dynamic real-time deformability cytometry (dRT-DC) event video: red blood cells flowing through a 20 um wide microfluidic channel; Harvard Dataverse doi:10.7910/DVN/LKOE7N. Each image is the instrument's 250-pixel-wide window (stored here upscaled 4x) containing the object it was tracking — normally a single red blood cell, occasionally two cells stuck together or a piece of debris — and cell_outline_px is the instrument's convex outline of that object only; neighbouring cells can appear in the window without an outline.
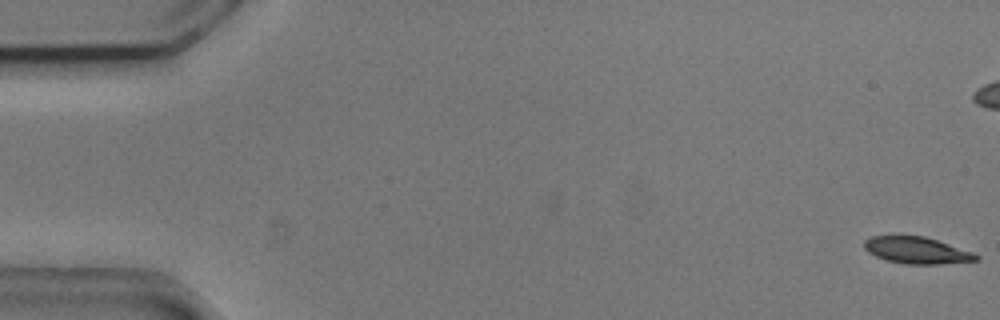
{"species": "common noctule bat (a hibernating species)", "species_latin": "Nyctalus noctula", "temperature_condition": "cold", "stored_images_in_passage": 50, "camera_frame_rate_fps": 3000, "um_per_image_px": 0.085, "animal": {"sex": "male", "body_mass_g": 20.5, "forearm_length_mm": 52.5}, "frame": {"image": 1, "passage_image": 1, "time_ms": 0.0, "image_size_px": [1000, 320], "cell_outline_px": [[980, 260], [940, 264], [904, 264], [888, 260], [876, 256], [868, 252], [864, 248], [864, 240], [872, 236], [892, 232], [900, 232], [924, 236], [972, 252], [980, 256]], "centroid_in_image_um": [77.84, 21.22], "position_along_channel_um": 7.2, "area_um2": 18.09}, "authors_computed_cell_mechanics": {"area_um2": 18.6405, "velocity_mm_per_s": 3.7153, "shape_relaxation_time_tau1_ms": 3.6457, "shape_relaxation_time_tau2_ms": 6.5978, "deformation_change_tau1": 0.1397, "deformation_change_tau2": 0.1181}}